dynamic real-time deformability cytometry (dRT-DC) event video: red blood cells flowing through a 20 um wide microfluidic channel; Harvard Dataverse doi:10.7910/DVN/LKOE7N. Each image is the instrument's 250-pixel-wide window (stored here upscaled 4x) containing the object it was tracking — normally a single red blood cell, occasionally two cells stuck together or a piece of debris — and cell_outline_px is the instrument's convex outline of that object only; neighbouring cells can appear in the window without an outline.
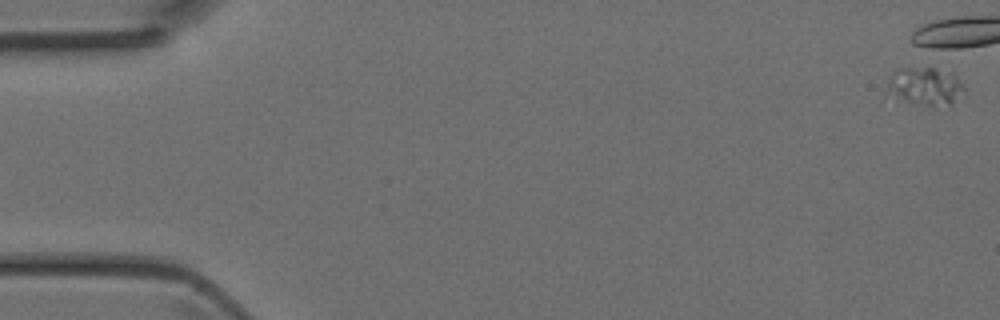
{"species": "Egyptian fruit bat (a non-hibernating species)", "species_latin": "Rousettus aegyptiacus", "temperature_condition": "room temperature", "stored_images_in_passage": 2, "camera_frame_rate_fps": 3000, "um_per_image_px": 0.085, "animal": {"sex": "female"}, "frame": {"image": 1, "passage_image": 1, "time_ms": 0.0, "image_size_px": [1000, 320], "cell_outline_px": [[964, 92], [952, 104], [916, 104], [884, 96], [884, 88], [892, 72], [896, 68], [932, 68], [952, 72], [964, 84]], "centroid_in_image_um": [78.54, 7.32], "position_along_channel_um": 6.5, "area_um2": 17.46}}